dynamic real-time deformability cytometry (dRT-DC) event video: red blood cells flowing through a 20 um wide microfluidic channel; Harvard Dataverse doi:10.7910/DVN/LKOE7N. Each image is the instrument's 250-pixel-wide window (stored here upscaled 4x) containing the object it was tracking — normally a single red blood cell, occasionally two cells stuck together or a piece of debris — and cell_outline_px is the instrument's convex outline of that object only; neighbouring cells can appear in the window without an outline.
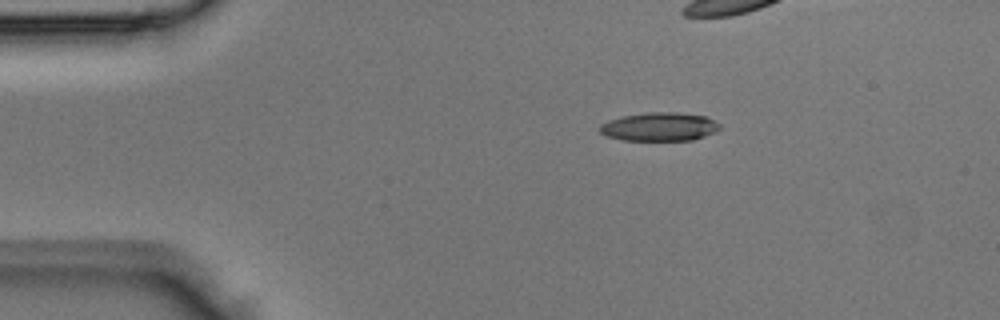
{"species": "Egyptian fruit bat (a non-hibernating species)", "species_latin": "Rousettus aegyptiacus", "temperature_condition": "room temperature", "stored_images_in_passage": 4, "camera_frame_rate_fps": 3000, "um_per_image_px": 0.085, "animal": {"sex": "male"}, "frame": {"image": 1, "passage_image": 1, "time_ms": 0.0, "image_size_px": [1000, 320], "cell_outline_px": [[720, 128], [704, 136], [692, 140], [624, 140], [608, 136], [600, 132], [600, 124], [608, 120], [624, 116], [652, 112], [676, 112], [708, 116], [720, 124]], "centroid_in_image_um": [56.07, 10.76], "position_along_channel_um": 28.9, "area_um2": 19.77}}